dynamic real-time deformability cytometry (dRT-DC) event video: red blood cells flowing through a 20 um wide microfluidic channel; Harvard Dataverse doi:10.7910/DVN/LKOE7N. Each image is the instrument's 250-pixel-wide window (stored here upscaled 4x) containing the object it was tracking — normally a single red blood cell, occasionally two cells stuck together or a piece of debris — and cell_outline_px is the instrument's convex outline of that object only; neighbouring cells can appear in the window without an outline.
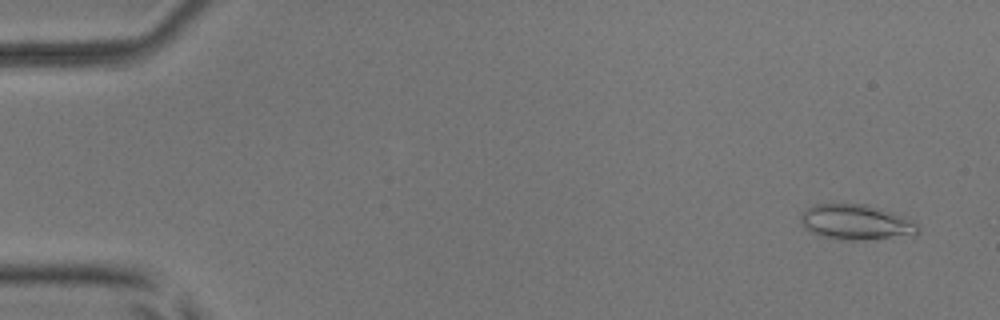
{"species": "common noctule bat (a hibernating species)", "species_latin": "Nyctalus noctula", "temperature_condition": "room temperature", "stored_images_in_passage": 16, "camera_frame_rate_fps": 3000, "um_per_image_px": 0.085, "animal": {"sex": "male", "body_mass_g": 17.9, "forearm_length_mm": 54.2}, "frame": {"image": 1, "passage_image": 3, "time_ms": 0.667, "image_size_px": [1000, 320], "cell_outline_px": [[920, 232], [860, 240], [840, 240], [820, 236], [804, 228], [800, 220], [800, 216], [808, 208], [816, 204], [864, 204], [892, 212], [904, 216], [916, 224], [920, 228]], "centroid_in_image_um": [72.69, 18.87], "position_along_channel_um": 12.3, "area_um2": 23.52}}